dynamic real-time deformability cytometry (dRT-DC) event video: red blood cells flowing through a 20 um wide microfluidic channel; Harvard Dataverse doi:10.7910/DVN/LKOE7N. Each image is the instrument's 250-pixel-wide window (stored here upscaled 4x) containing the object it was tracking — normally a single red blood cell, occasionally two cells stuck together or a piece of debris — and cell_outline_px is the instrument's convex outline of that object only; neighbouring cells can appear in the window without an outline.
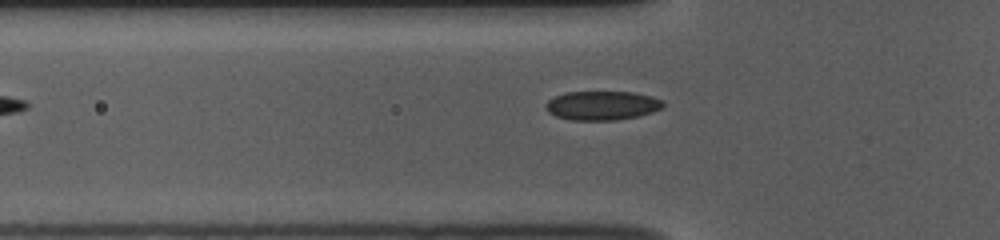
{"species": "common noctule bat (a hibernating species)", "species_latin": "Nyctalus noctula", "temperature_condition": "room temperature", "stored_images_in_passage": 38, "camera_frame_rate_fps": 3000, "um_per_image_px": 0.085, "animal": {"sex": "female", "body_mass_g": 10.0, "forearm_length_mm": 53.1}, "frame": {"image": 1, "passage_image": 4, "time_ms": 1.0, "image_size_px": [1000, 240], "cell_outline_px": [[664, 104], [660, 108], [652, 112], [640, 116], [616, 120], [572, 120], [556, 116], [548, 112], [544, 104], [548, 100], [556, 96], [568, 92], [632, 92], [652, 96], [664, 100]], "centroid_in_image_um": [51.19, 8.97], "position_along_channel_um": 74.6, "area_um2": 19.88}}
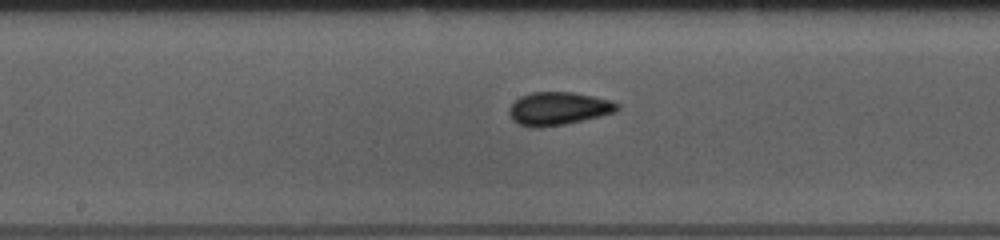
{"frame": {"image": 2, "passage_image": 14, "time_ms": 4.333, "image_size_px": [1000, 240], "cell_outline_px": [[620, 108], [616, 112], [600, 116], [564, 124], [536, 128], [532, 128], [520, 124], [512, 120], [508, 112], [508, 108], [520, 96], [532, 92], [572, 92], [612, 100], [620, 104]], "centroid_in_image_um": [47.47, 9.22], "position_along_channel_um": 200.7, "area_um2": 20.87}}
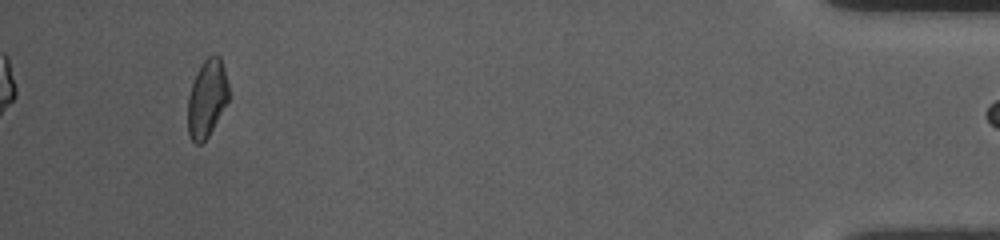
{"frame": {"image": 3, "passage_image": 37, "time_ms": 12.0, "image_size_px": [1000, 240], "cell_outline_px": [[228, 100], [208, 136], [200, 144], [196, 144], [192, 140], [188, 132], [188, 96], [196, 72], [200, 64], [208, 56], [220, 56], [224, 68], [228, 84]], "centroid_in_image_um": [17.58, 8.34], "position_along_channel_um": 417.6, "area_um2": 18.21}}